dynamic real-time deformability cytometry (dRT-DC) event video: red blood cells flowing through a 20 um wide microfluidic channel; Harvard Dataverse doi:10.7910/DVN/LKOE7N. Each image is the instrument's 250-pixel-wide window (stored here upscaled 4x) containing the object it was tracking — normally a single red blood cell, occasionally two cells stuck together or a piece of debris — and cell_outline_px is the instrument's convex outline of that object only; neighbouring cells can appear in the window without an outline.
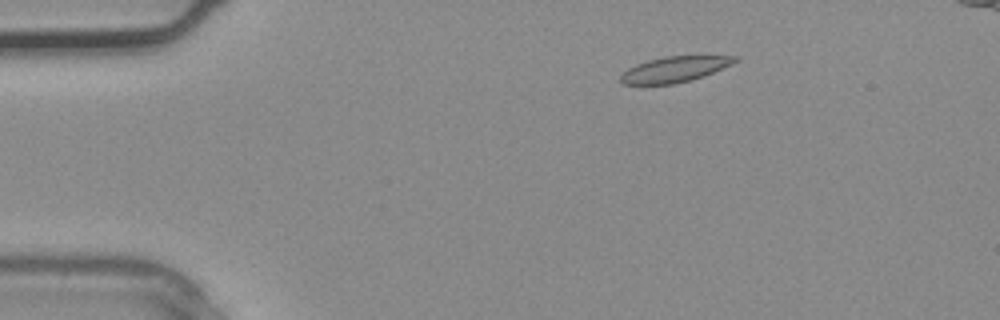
{"species": "common noctule bat (a hibernating species)", "species_latin": "Nyctalus noctula", "temperature_condition": "warm", "stored_images_in_passage": 2, "camera_frame_rate_fps": 3000, "um_per_image_px": 0.085, "animal": {"sex": "male", "body_mass_g": 20.4}, "frame": {"image": 1, "passage_image": 2, "time_ms": 0.333, "image_size_px": [1000, 320], "cell_outline_px": [[740, 60], [732, 64], [704, 76], [692, 80], [672, 84], [620, 84], [620, 76], [628, 68], [636, 64], [648, 60], [664, 56], [736, 56]], "centroid_in_image_um": [57.34, 5.89], "position_along_channel_um": 27.7, "area_um2": 17.05}}